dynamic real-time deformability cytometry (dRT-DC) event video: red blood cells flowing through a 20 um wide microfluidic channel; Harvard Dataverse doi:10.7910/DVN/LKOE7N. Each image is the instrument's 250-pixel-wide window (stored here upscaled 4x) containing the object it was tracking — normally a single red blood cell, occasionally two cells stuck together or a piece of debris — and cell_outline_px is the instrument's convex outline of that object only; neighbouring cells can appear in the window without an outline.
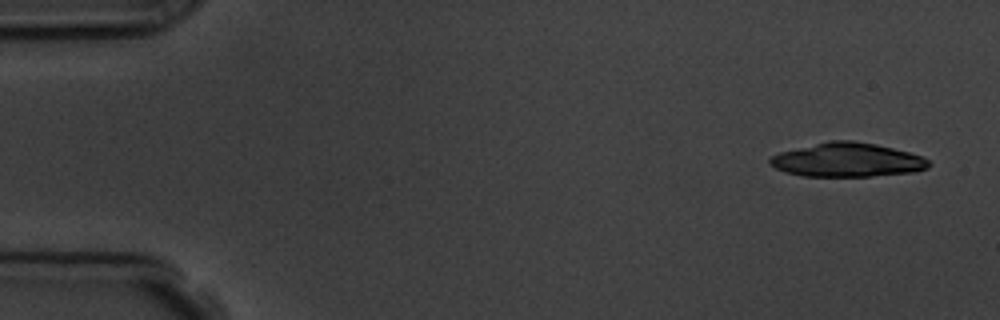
{"species": "common noctule bat (a hibernating species)", "species_latin": "Nyctalus noctula", "temperature_condition": "room temperature", "stored_images_in_passage": 5, "camera_frame_rate_fps": 3000, "um_per_image_px": 0.085, "animal": {"sex": "male", "body_mass_g": 19.5, "forearm_length_mm": 54.6}, "frame": {"image": 1, "passage_image": 1, "time_ms": 0.0, "image_size_px": [1000, 320], "cell_outline_px": [[932, 164], [928, 168], [916, 172], [872, 176], [804, 176], [784, 172], [768, 164], [768, 160], [772, 156], [780, 152], [828, 140], [852, 140], [876, 144], [908, 152], [920, 156], [928, 160]], "centroid_in_image_um": [72.01, 13.6], "position_along_channel_um": 13.0, "area_um2": 31.5}}